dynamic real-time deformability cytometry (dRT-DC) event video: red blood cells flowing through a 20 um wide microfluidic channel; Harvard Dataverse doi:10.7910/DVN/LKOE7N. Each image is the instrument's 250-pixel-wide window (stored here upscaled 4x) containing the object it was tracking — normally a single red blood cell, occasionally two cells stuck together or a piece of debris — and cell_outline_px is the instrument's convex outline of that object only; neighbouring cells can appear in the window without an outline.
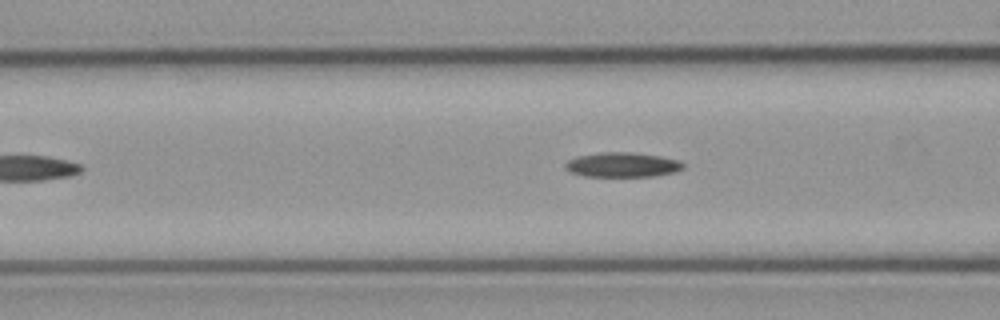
{"species": "common noctule bat (a hibernating species)", "species_latin": "Nyctalus noctula", "temperature_condition": "cold", "stored_images_in_passage": 7, "camera_frame_rate_fps": 3000, "um_per_image_px": 0.085, "animal": {"sex": "male", "body_mass_g": 23.1, "forearm_length_mm": 52.7}, "frame": {"image": 1, "passage_image": 6, "time_ms": 1.667, "image_size_px": [1000, 320], "cell_outline_px": [[684, 168], [676, 172], [656, 176], [584, 176], [572, 172], [564, 168], [564, 164], [568, 160], [576, 156], [600, 152], [632, 152], [660, 156], [680, 160], [684, 164]], "centroid_in_image_um": [52.92, 14.0], "position_along_channel_um": 113.7, "area_um2": 17.11}}